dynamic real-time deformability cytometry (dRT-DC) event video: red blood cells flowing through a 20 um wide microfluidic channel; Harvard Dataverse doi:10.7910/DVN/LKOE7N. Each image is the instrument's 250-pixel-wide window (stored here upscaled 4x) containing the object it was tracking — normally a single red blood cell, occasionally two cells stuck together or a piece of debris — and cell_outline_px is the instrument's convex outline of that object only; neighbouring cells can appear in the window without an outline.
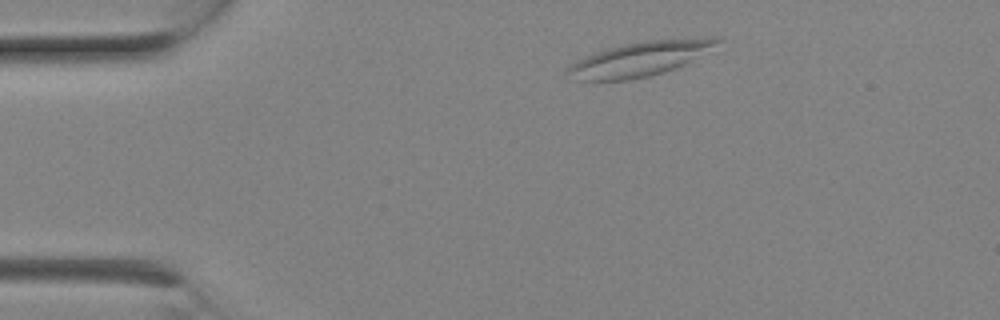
{"species": "Egyptian fruit bat (a non-hibernating species)", "species_latin": "Rousettus aegyptiacus", "temperature_condition": "room temperature", "stored_images_in_passage": 7, "camera_frame_rate_fps": 3000, "um_per_image_px": 0.085, "animal": {"sex": "female"}, "frame": {"image": 1, "passage_image": 2, "time_ms": 0.333, "image_size_px": [1000, 320], "cell_outline_px": [[724, 40], [684, 64], [664, 72], [648, 76], [628, 80], [572, 80], [564, 72], [576, 60], [596, 52], [624, 44], [648, 40], [712, 36]], "centroid_in_image_um": [54.37, 5.0], "position_along_channel_um": 30.6, "area_um2": 29.77}}
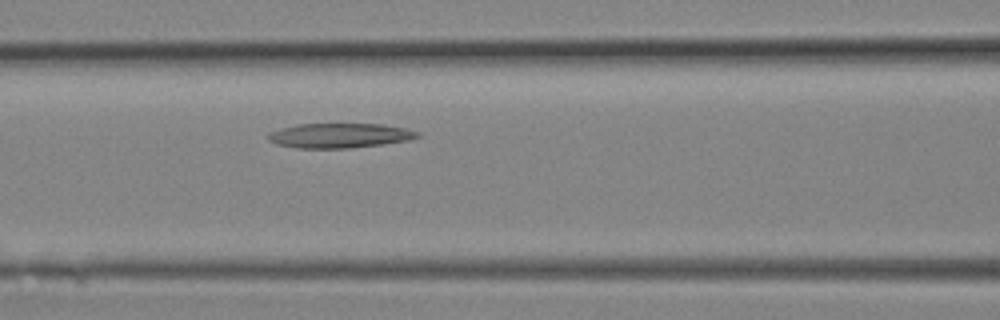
{"frame": {"image": 2, "passage_image": 7, "time_ms": 2.0, "image_size_px": [1000, 320], "cell_outline_px": [[420, 136], [408, 140], [384, 144], [352, 148], [296, 148], [276, 144], [268, 140], [264, 136], [268, 132], [280, 128], [296, 124], [380, 124], [404, 128], [420, 132]], "centroid_in_image_um": [28.8, 11.52], "position_along_channel_um": 137.8, "area_um2": 21.68}}